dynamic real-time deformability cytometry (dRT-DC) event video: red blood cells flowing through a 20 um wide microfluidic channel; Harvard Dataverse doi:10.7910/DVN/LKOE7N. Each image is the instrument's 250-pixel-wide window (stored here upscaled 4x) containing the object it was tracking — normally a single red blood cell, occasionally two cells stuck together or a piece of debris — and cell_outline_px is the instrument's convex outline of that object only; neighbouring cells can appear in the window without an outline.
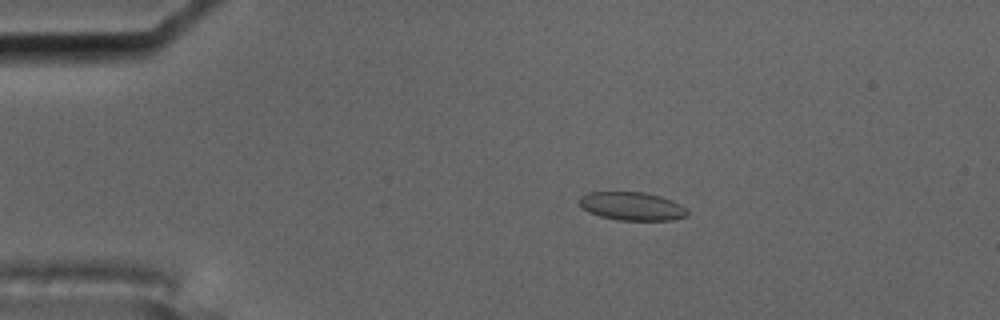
{"species": "common noctule bat (a hibernating species)", "species_latin": "Nyctalus noctula", "temperature_condition": "cold", "stored_images_in_passage": 8, "camera_frame_rate_fps": 3000, "um_per_image_px": 0.085, "animal": {"sex": "male", "body_mass_g": 17.5, "forearm_length_mm": 52.3}, "frame": {"image": 1, "passage_image": 3, "time_ms": 0.667, "image_size_px": [1000, 320], "cell_outline_px": [[688, 216], [676, 220], [616, 220], [600, 216], [588, 212], [580, 208], [576, 200], [580, 196], [588, 192], [644, 192], [660, 196], [672, 200], [688, 208]], "centroid_in_image_um": [53.69, 17.53], "position_along_channel_um": 31.3, "area_um2": 18.26}}